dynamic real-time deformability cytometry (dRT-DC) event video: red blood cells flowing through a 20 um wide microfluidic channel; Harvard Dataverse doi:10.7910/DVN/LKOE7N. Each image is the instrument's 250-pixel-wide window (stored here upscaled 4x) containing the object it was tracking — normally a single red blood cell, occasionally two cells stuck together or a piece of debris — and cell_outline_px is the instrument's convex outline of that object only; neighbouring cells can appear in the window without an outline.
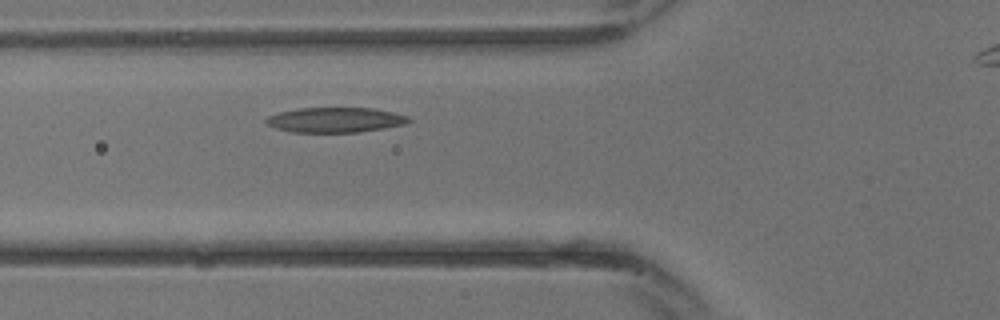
{"species": "common noctule bat (a hibernating species)", "species_latin": "Nyctalus noctula", "temperature_condition": "warm", "stored_images_in_passage": 6, "camera_frame_rate_fps": 3000, "um_per_image_px": 0.085, "animal": {"sex": "male", "body_mass_g": 13.3}, "frame": {"image": 1, "passage_image": 6, "time_ms": 1.667, "image_size_px": [1000, 320], "cell_outline_px": [[412, 120], [408, 124], [360, 132], [292, 132], [276, 128], [268, 124], [264, 120], [268, 116], [280, 112], [296, 108], [372, 108], [392, 112], [408, 116]], "centroid_in_image_um": [28.52, 10.19], "position_along_channel_um": 97.3, "area_um2": 20.81}}